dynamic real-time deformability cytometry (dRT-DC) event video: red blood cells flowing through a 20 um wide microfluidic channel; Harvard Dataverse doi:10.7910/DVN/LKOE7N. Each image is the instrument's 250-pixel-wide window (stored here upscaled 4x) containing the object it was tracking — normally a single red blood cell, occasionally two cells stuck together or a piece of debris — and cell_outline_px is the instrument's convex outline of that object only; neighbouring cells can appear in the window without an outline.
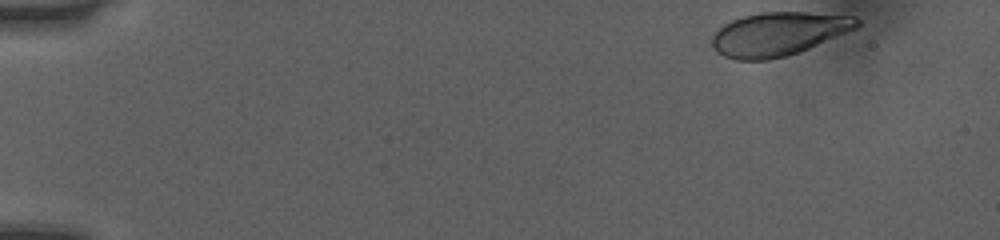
{"species": "human", "species_latin": "Homo sapiens", "temperature_condition": "room temperature", "stored_images_in_passage": 42, "camera_frame_rate_fps": 3000, "um_per_image_px": 0.085, "donor": {"sex": "female"}, "frame": {"image": 1, "passage_image": 1, "time_ms": 0.0, "image_size_px": [1000, 240], "cell_outline_px": [[860, 24], [856, 28], [808, 48], [784, 56], [768, 60], [736, 60], [724, 56], [716, 52], [712, 48], [712, 36], [724, 24], [732, 20], [744, 16], [760, 12], [808, 12], [856, 16], [860, 20]], "centroid_in_image_um": [66.14, 2.87], "position_along_channel_um": 18.9, "area_um2": 36.53}}
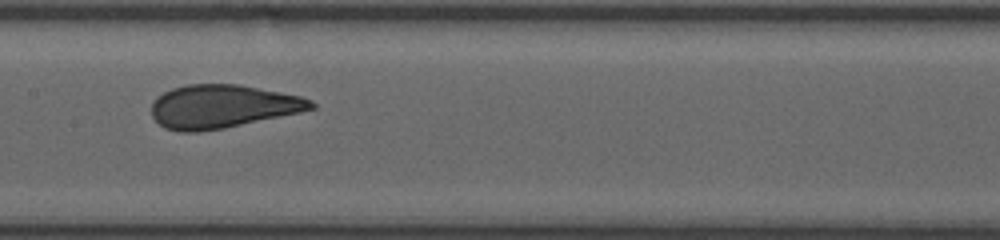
{"frame": {"image": 2, "passage_image": 23, "time_ms": 7.333, "image_size_px": [1000, 240], "cell_outline_px": [[316, 108], [300, 112], [224, 128], [200, 132], [180, 132], [164, 128], [152, 116], [152, 100], [156, 96], [172, 88], [188, 84], [240, 84], [300, 96], [312, 100], [316, 104]], "centroid_in_image_um": [18.88, 9.05], "position_along_channel_um": 188.5, "area_um2": 40.4}}
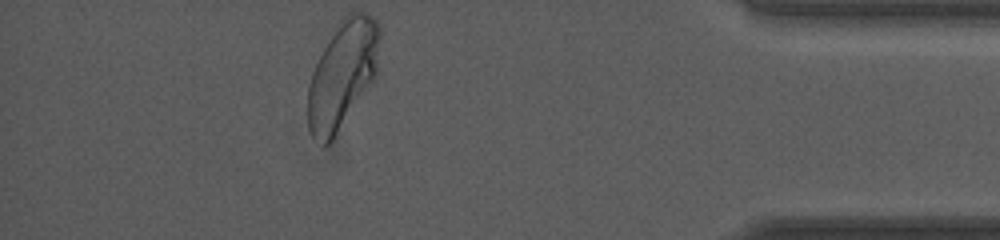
{"frame": {"image": 3, "passage_image": 42, "time_ms": 13.667, "image_size_px": [1000, 240], "cell_outline_px": [[380, 40], [376, 80], [332, 140], [328, 144], [324, 144], [312, 136], [308, 128], [308, 84], [312, 72], [324, 48], [340, 20], [348, 12], [368, 12], [380, 20]], "centroid_in_image_um": [29.17, 6.3], "position_along_channel_um": 406.0, "area_um2": 45.49}, "authors_computed_cell_mechanics": {"area_um2": 40.3155, "velocity_mm_per_s": 4.0571, "shape_relaxation_time_tau1_ms": 4.8626, "shape_relaxation_time_tau2_ms": null, "deformation_change_tau1": 0.1653, "deformation_change_tau2": null}}